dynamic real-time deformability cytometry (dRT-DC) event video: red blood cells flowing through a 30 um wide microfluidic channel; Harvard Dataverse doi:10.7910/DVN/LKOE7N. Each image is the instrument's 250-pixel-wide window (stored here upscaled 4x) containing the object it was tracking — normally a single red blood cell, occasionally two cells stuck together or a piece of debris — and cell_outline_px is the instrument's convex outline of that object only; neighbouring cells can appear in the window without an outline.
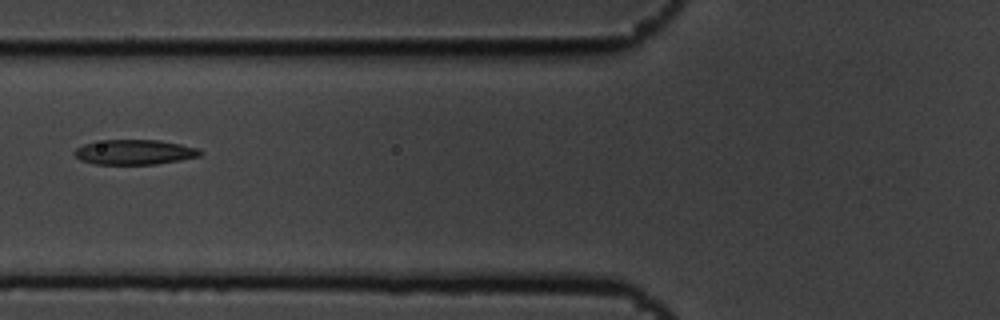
{"species": "common noctule bat (a hibernating species)", "species_latin": "Nyctalus noctula", "temperature_condition": "cold", "stored_images_in_passage": 5, "camera_frame_rate_fps": 3000, "um_per_image_px": 0.085, "animal": {"sex": "male", "body_mass_g": 19.5, "forearm_length_mm": 54.6}, "frame": {"image": 1, "passage_image": 5, "time_ms": 1.333, "image_size_px": [1000, 320], "cell_outline_px": [[204, 152], [200, 156], [180, 160], [156, 164], [92, 164], [80, 160], [72, 152], [76, 148], [84, 144], [104, 140], [160, 140], [180, 144], [196, 148]], "centroid_in_image_um": [11.42, 12.93], "position_along_channel_um": 114.4, "area_um2": 18.26}}